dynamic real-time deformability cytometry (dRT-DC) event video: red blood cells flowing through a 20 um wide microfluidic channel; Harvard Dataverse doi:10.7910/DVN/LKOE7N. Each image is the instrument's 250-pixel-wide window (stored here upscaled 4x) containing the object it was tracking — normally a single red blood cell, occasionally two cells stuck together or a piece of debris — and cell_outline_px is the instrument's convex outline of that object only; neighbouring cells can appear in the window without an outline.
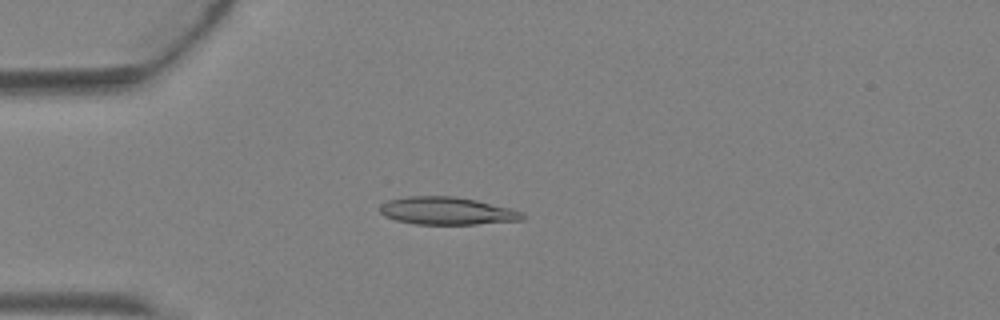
{"species": "Egyptian fruit bat (a non-hibernating species)", "species_latin": "Rousettus aegyptiacus", "temperature_condition": "warm", "stored_images_in_passage": 3, "camera_frame_rate_fps": 3000, "um_per_image_px": 0.085, "animal": {"sex": "female"}, "frame": {"image": 1, "passage_image": 3, "time_ms": 0.667, "image_size_px": [1000, 320], "cell_outline_px": [[524, 220], [476, 224], [416, 224], [396, 220], [384, 216], [380, 212], [380, 204], [388, 200], [408, 196], [456, 196], [476, 200], [524, 212]], "centroid_in_image_um": [37.98, 17.92], "position_along_channel_um": 47.0, "area_um2": 22.95}}